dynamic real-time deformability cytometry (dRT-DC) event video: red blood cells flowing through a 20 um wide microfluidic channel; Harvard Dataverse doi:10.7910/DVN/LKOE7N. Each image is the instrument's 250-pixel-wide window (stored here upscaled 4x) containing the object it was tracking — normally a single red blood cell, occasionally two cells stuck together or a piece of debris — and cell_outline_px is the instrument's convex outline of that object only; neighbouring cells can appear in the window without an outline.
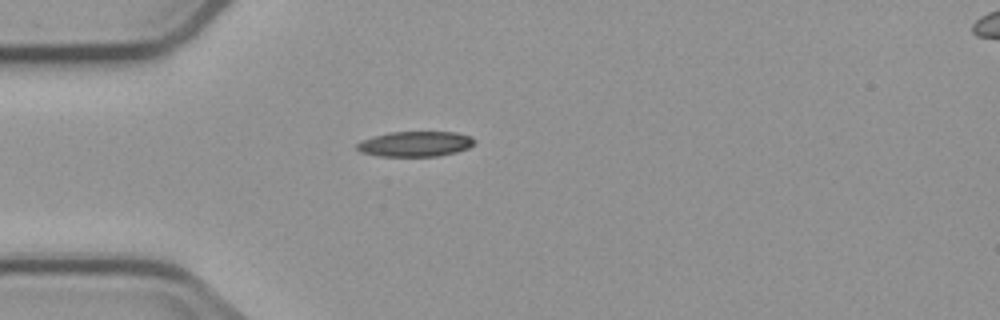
{"species": "common noctule bat (a hibernating species)", "species_latin": "Nyctalus noctula", "temperature_condition": "cold", "stored_images_in_passage": 2, "camera_frame_rate_fps": 3000, "um_per_image_px": 0.085, "animal": {"sex": "male", "body_mass_g": 23.1, "forearm_length_mm": 52.7}, "frame": {"image": 1, "passage_image": 1, "time_ms": 0.0, "image_size_px": [1000, 320], "cell_outline_px": [[476, 140], [468, 148], [456, 152], [440, 156], [380, 156], [360, 152], [356, 148], [356, 144], [360, 140], [388, 132], [456, 132], [472, 136]], "centroid_in_image_um": [35.29, 12.23], "position_along_channel_um": 49.7, "area_um2": 17.4}}